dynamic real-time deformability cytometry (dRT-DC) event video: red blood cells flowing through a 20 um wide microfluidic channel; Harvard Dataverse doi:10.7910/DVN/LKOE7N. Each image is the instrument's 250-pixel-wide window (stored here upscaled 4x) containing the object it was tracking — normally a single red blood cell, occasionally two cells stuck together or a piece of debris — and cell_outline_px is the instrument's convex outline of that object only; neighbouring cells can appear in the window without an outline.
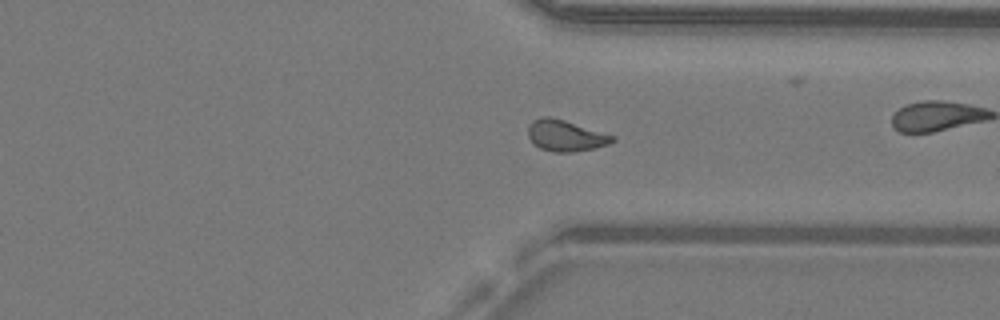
{"species": "common noctule bat (a hibernating species)", "species_latin": "Nyctalus noctula", "temperature_condition": "warm", "stored_images_in_passage": 45, "camera_frame_rate_fps": 3000, "um_per_image_px": 0.085, "animal": {"sex": "male", "body_mass_g": 19.2, "forearm_length_mm": 51.8}, "frame": {"image": 1, "passage_image": 32, "time_ms": 10.333, "image_size_px": [1000, 320], "cell_outline_px": [[616, 140], [608, 144], [592, 148], [572, 152], [552, 152], [540, 148], [532, 144], [528, 136], [528, 128], [532, 120], [544, 116], [548, 116], [564, 120], [616, 136]], "centroid_in_image_um": [48.05, 11.53], "position_along_channel_um": 363.4, "area_um2": 15.32}}
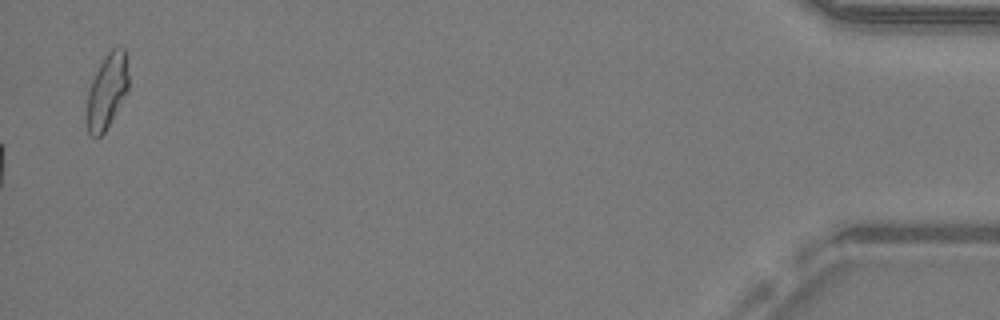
{"frame": {"image": 2, "passage_image": 45, "time_ms": 14.667, "image_size_px": [1000, 320], "cell_outline_px": [[128, 92], [104, 132], [100, 136], [92, 136], [88, 132], [84, 116], [88, 88], [104, 56], [112, 48], [124, 48], [128, 76]], "centroid_in_image_um": [9.05, 7.79], "position_along_channel_um": 426.2, "area_um2": 18.38}, "authors_computed_cell_mechanics": {"area_um2": 15.1436, "velocity_mm_per_s": 4.2801, "shape_relaxation_time_tau1_ms": null, "shape_relaxation_time_tau2_ms": 2.338, "deformation_change_tau1": null, "deformation_change_tau2": 0.0867}}